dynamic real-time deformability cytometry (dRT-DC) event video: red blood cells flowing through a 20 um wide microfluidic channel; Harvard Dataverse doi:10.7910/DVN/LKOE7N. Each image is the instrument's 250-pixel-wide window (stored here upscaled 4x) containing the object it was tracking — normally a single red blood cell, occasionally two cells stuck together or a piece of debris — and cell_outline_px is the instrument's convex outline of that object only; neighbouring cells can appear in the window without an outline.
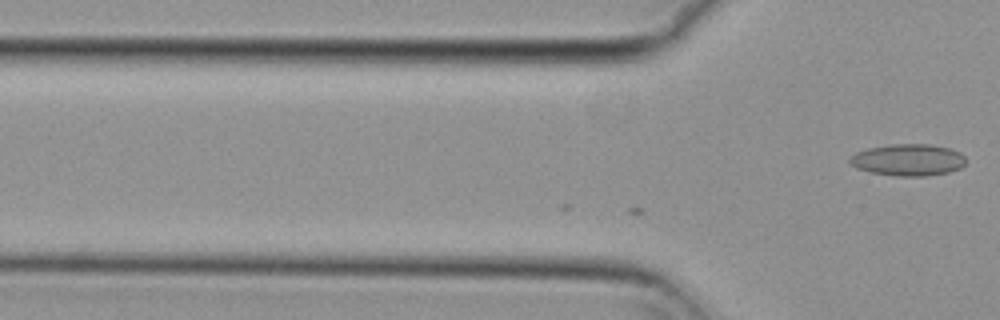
{"species": "common noctule bat (a hibernating species)", "species_latin": "Nyctalus noctula", "temperature_condition": "cold", "stored_images_in_passage": 14, "camera_frame_rate_fps": 3000, "um_per_image_px": 0.085, "animal": {"sex": "female", "body_mass_g": 29.2, "forearm_length_mm": 56.3}, "frame": {"image": 1, "passage_image": 14, "time_ms": 4.333, "image_size_px": [1000, 320], "cell_outline_px": [[968, 160], [960, 168], [948, 172], [928, 176], [900, 176], [872, 172], [856, 168], [848, 160], [856, 152], [868, 148], [892, 144], [932, 144], [948, 148], [960, 152]], "centroid_in_image_um": [77.22, 13.58], "position_along_channel_um": 48.6, "area_um2": 21.44}}